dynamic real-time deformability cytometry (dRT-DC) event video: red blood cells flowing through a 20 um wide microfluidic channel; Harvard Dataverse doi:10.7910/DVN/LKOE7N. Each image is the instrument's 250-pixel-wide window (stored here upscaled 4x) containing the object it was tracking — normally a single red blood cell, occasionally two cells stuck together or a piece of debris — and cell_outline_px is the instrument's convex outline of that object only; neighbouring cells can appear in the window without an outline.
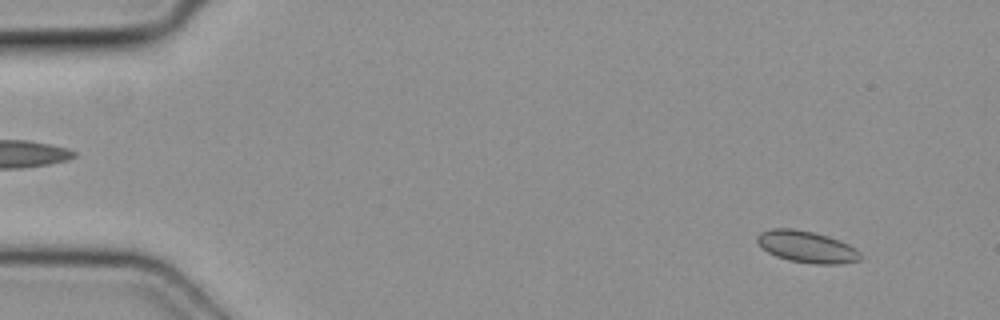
{"species": "common noctule bat (a hibernating species)", "species_latin": "Nyctalus noctula", "temperature_condition": "cold", "stored_images_in_passage": 48, "camera_frame_rate_fps": 3000, "um_per_image_px": 0.085, "animal": {"sex": "female", "body_mass_g": 19.3, "forearm_length_mm": 54.1}, "frame": {"image": 1, "passage_image": 4, "time_ms": 1.0, "image_size_px": [1000, 320], "cell_outline_px": [[864, 256], [860, 260], [840, 264], [816, 264], [788, 260], [776, 256], [768, 252], [756, 240], [756, 236], [760, 232], [772, 228], [792, 228], [812, 232], [828, 236], [840, 240], [856, 248]], "centroid_in_image_um": [68.61, 20.98], "position_along_channel_um": 16.4, "area_um2": 19.13}}
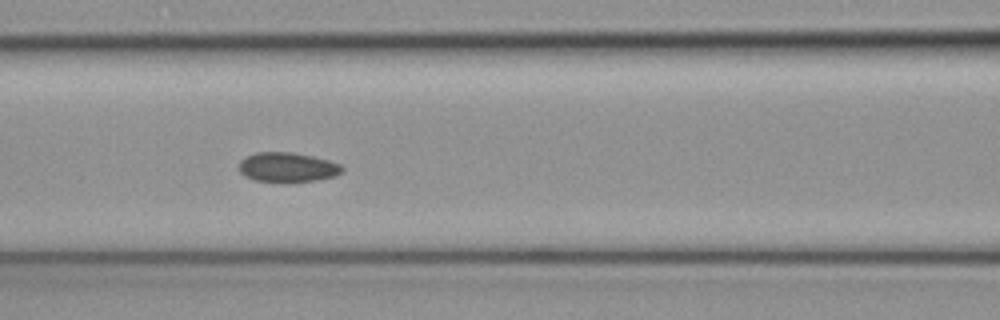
{"frame": {"image": 2, "passage_image": 21, "time_ms": 6.667, "image_size_px": [1000, 320], "cell_outline_px": [[344, 172], [336, 176], [316, 180], [256, 180], [244, 176], [240, 172], [240, 160], [256, 152], [292, 152], [312, 156], [328, 160], [340, 164], [344, 168]], "centroid_in_image_um": [24.47, 14.19], "position_along_channel_um": 142.1, "area_um2": 17.34}}
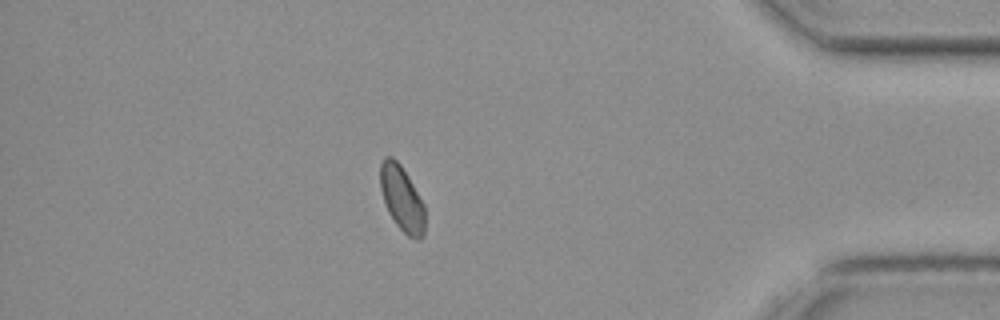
{"frame": {"image": 3, "passage_image": 42, "time_ms": 13.667, "image_size_px": [1000, 320], "cell_outline_px": [[424, 236], [420, 240], [416, 240], [408, 236], [396, 224], [388, 212], [380, 188], [380, 164], [384, 156], [392, 156], [400, 164], [408, 176], [424, 204]], "centroid_in_image_um": [34.15, 16.87], "position_along_channel_um": 401.0, "area_um2": 16.99}}